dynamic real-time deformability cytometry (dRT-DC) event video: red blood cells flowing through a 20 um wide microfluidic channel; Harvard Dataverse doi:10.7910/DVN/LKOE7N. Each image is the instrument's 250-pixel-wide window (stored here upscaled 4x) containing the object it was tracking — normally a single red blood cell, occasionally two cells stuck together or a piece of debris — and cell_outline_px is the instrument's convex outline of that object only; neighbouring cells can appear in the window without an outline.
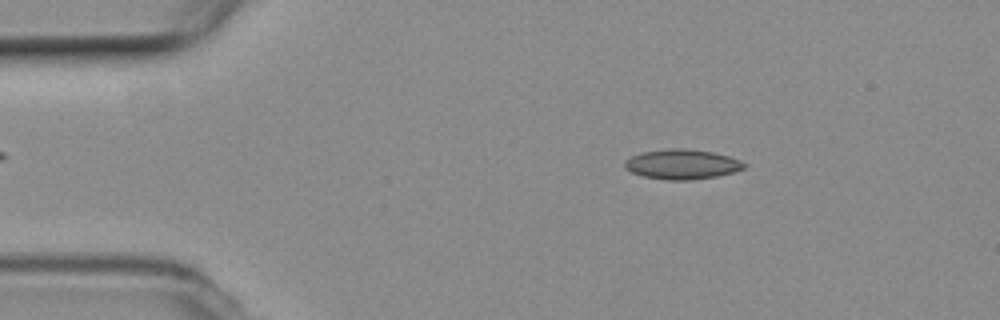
{"species": "common noctule bat (a hibernating species)", "species_latin": "Nyctalus noctula", "temperature_condition": "room temperature", "stored_images_in_passage": 8, "camera_frame_rate_fps": 3000, "um_per_image_px": 0.085, "animal": {"sex": "female", "body_mass_g": 19.3, "forearm_length_mm": 54.1}, "frame": {"image": 1, "passage_image": 1, "time_ms": 0.0, "image_size_px": [1000, 320], "cell_outline_px": [[748, 164], [744, 168], [732, 172], [716, 176], [692, 180], [664, 180], [640, 176], [624, 168], [624, 160], [640, 152], [676, 148], [688, 148], [712, 152], [728, 156], [740, 160]], "centroid_in_image_um": [57.94, 13.97], "position_along_channel_um": 27.1, "area_um2": 20.92}}
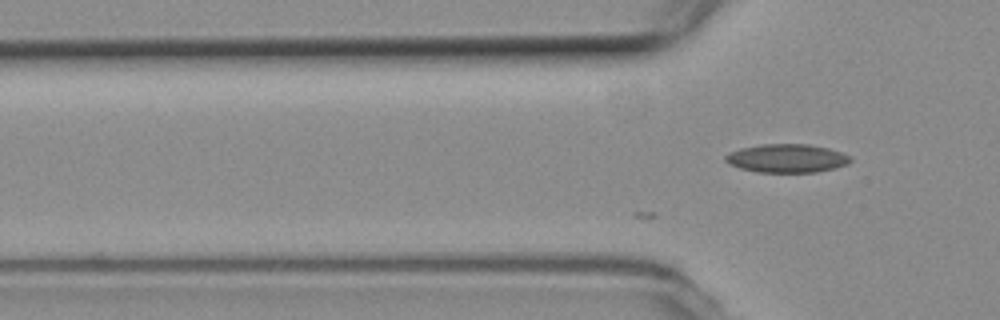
{"frame": {"image": 2, "passage_image": 8, "time_ms": 2.333, "image_size_px": [1000, 320], "cell_outline_px": [[852, 160], [848, 164], [836, 168], [816, 172], [756, 172], [740, 168], [728, 164], [724, 160], [724, 156], [728, 152], [740, 148], [760, 144], [808, 144], [828, 148], [852, 156]], "centroid_in_image_um": [66.87, 13.45], "position_along_channel_um": 58.9, "area_um2": 20.98}}